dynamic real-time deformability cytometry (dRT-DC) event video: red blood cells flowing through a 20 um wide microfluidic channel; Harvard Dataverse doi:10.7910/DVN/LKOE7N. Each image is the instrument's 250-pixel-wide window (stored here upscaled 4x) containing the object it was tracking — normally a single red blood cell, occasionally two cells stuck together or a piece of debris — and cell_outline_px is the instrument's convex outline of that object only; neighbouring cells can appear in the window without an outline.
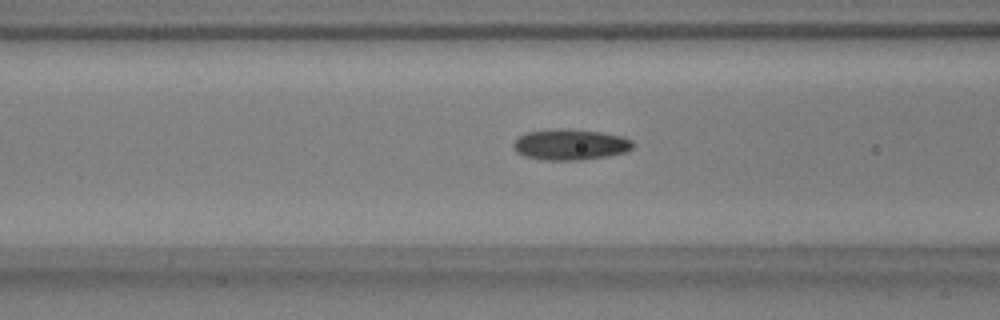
{"species": "common noctule bat (a hibernating species)", "species_latin": "Nyctalus noctula", "temperature_condition": "warm", "stored_images_in_passage": 35, "camera_frame_rate_fps": 3000, "um_per_image_px": 0.085, "animal": {"sex": "male", "body_mass_g": 17.9, "forearm_length_mm": 54.2}, "frame": {"image": 1, "passage_image": 6, "time_ms": 1.667, "image_size_px": [1000, 320], "cell_outline_px": [[636, 144], [628, 152], [608, 156], [580, 160], [548, 160], [524, 156], [516, 152], [512, 148], [512, 144], [520, 136], [528, 132], [552, 128], [568, 128], [604, 132], [624, 136], [632, 140]], "centroid_in_image_um": [48.53, 12.27], "position_along_channel_um": 118.1, "area_um2": 21.96}}
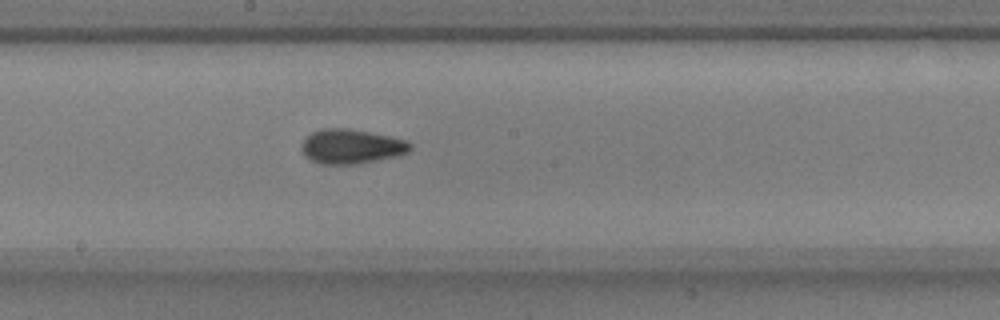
{"frame": {"image": 2, "passage_image": 14, "time_ms": 4.333, "image_size_px": [1000, 320], "cell_outline_px": [[412, 148], [408, 152], [396, 156], [356, 164], [320, 164], [304, 156], [300, 148], [300, 144], [312, 132], [320, 128], [348, 128], [372, 132], [392, 136], [404, 140], [412, 144]], "centroid_in_image_um": [29.84, 12.44], "position_along_channel_um": 218.4, "area_um2": 22.02}}
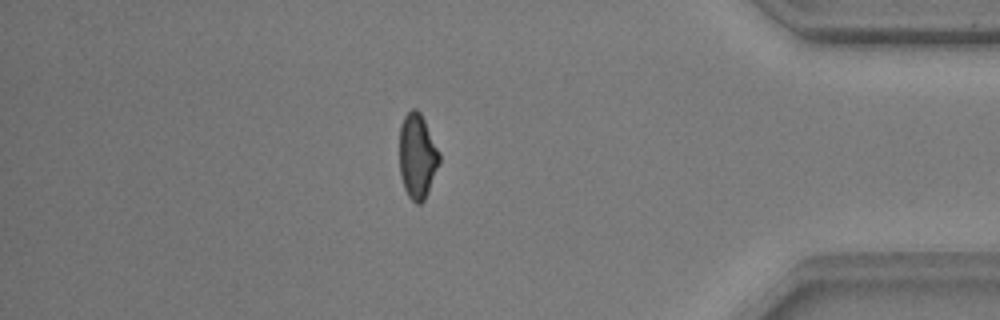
{"frame": {"image": 3, "passage_image": 31, "time_ms": 10.0, "image_size_px": [1000, 320], "cell_outline_px": [[440, 164], [428, 192], [424, 200], [420, 204], [416, 204], [408, 196], [404, 188], [400, 176], [400, 124], [404, 116], [412, 108], [416, 108], [420, 112], [440, 152]], "centroid_in_image_um": [35.48, 13.28], "position_along_channel_um": 399.7, "area_um2": 19.88}}